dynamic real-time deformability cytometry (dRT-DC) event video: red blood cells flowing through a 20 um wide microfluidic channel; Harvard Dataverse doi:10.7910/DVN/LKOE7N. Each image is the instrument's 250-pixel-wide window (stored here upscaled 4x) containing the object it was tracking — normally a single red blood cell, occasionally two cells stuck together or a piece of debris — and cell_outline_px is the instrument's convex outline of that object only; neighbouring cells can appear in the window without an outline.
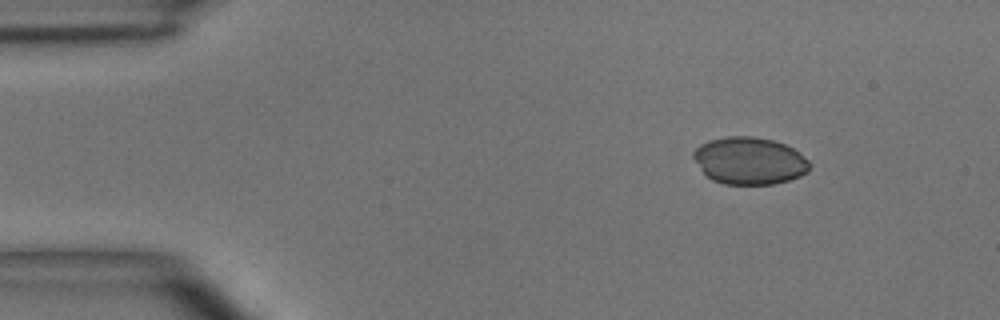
{"species": "common noctule bat (a hibernating species)", "species_latin": "Nyctalus noctula", "temperature_condition": "room temperature", "stored_images_in_passage": 3, "camera_frame_rate_fps": 3000, "um_per_image_px": 0.085, "animal": {"sex": "male", "body_mass_g": 15.6}, "frame": {"image": 1, "passage_image": 1, "time_ms": 0.0, "image_size_px": [1000, 320], "cell_outline_px": [[812, 164], [808, 172], [800, 176], [788, 180], [772, 184], [724, 184], [712, 180], [700, 168], [692, 156], [692, 152], [700, 144], [708, 140], [728, 136], [752, 136], [772, 140], [784, 144], [800, 152]], "centroid_in_image_um": [63.71, 13.66], "position_along_channel_um": 21.3, "area_um2": 32.08}}